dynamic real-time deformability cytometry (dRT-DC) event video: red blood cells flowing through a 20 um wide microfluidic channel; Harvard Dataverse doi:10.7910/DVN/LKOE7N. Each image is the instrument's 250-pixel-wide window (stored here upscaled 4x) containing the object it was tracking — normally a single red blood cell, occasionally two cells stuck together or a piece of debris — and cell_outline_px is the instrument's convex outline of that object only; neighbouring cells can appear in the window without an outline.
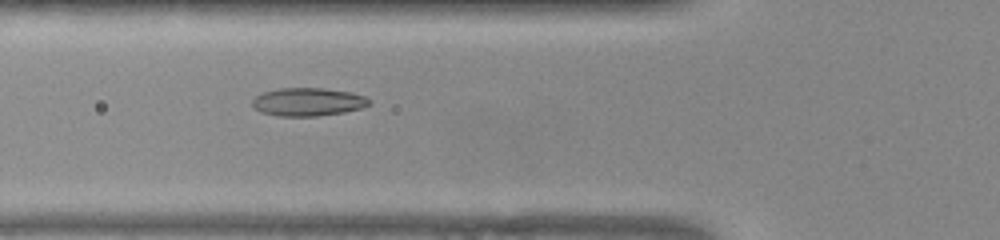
{"species": "common noctule bat (a hibernating species)", "species_latin": "Nyctalus noctula", "temperature_condition": "warm", "stored_images_in_passage": 35, "camera_frame_rate_fps": 3000, "um_per_image_px": 0.085, "animal": {"sex": "female", "body_mass_g": 22.0, "forearm_length_mm": 56.7}, "frame": {"image": 1, "passage_image": 4, "time_ms": 1.0, "image_size_px": [1000, 240], "cell_outline_px": [[372, 100], [368, 104], [360, 108], [344, 112], [316, 116], [280, 116], [260, 112], [252, 104], [252, 100], [256, 96], [264, 92], [280, 88], [324, 88], [352, 92], [364, 96]], "centroid_in_image_um": [26.18, 8.65], "position_along_channel_um": 99.6, "area_um2": 19.07}}
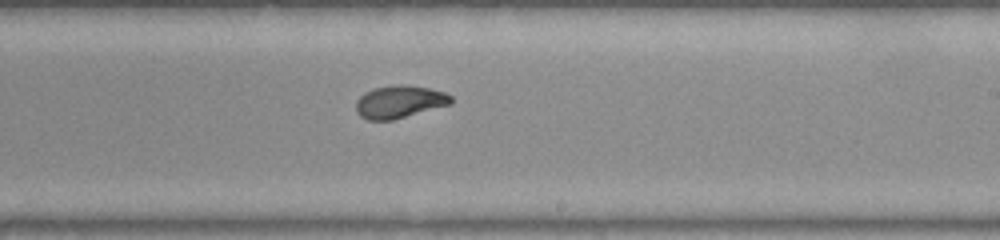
{"frame": {"image": 2, "passage_image": 16, "time_ms": 5.0, "image_size_px": [1000, 240], "cell_outline_px": [[452, 104], [392, 120], [368, 120], [360, 116], [356, 112], [356, 100], [364, 92], [376, 88], [400, 84], [428, 88], [444, 92], [452, 96]], "centroid_in_image_um": [33.95, 8.66], "position_along_channel_um": 255.1, "area_um2": 17.98}}
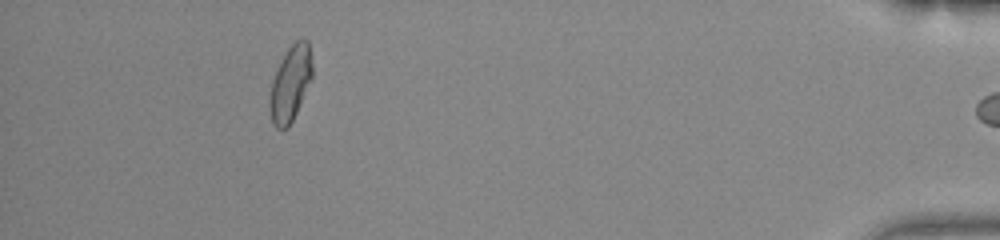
{"frame": {"image": 3, "passage_image": 33, "time_ms": 10.667, "image_size_px": [1000, 240], "cell_outline_px": [[312, 80], [288, 128], [276, 128], [272, 124], [268, 104], [272, 80], [280, 60], [288, 48], [296, 40], [308, 40], [312, 64]], "centroid_in_image_um": [24.67, 7.11], "position_along_channel_um": 410.5, "area_um2": 18.73}, "authors_computed_cell_mechanics": {"area_um2": 18.0336, "velocity_mm_per_s": 3.8899, "shape_relaxation_time_tau1_ms": null, "shape_relaxation_time_tau2_ms": 0.889, "deformation_change_tau1": null, "deformation_change_tau2": 0.0546}}